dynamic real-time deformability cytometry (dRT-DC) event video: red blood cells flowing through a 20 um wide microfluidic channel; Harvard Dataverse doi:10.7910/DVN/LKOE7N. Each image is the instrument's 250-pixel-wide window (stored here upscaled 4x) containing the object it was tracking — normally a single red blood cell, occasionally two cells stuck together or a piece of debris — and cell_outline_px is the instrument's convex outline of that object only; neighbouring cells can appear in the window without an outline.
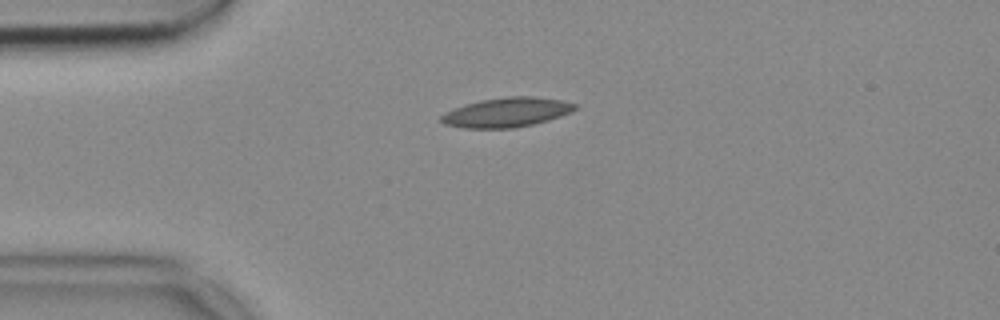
{"species": "common noctule bat (a hibernating species)", "species_latin": "Nyctalus noctula", "temperature_condition": "cold", "stored_images_in_passage": 41, "camera_frame_rate_fps": 3000, "um_per_image_px": 0.085, "animal": {"sex": "female", "body_mass_g": 18.4}, "frame": {"image": 1, "passage_image": 1, "time_ms": 0.0, "image_size_px": [1000, 320], "cell_outline_px": [[580, 108], [560, 116], [548, 120], [532, 124], [512, 128], [464, 128], [444, 124], [440, 120], [440, 116], [444, 112], [464, 104], [480, 100], [508, 96], [532, 96], [560, 100], [576, 104]], "centroid_in_image_um": [43.04, 9.54], "position_along_channel_um": 42.0, "area_um2": 23.0}}
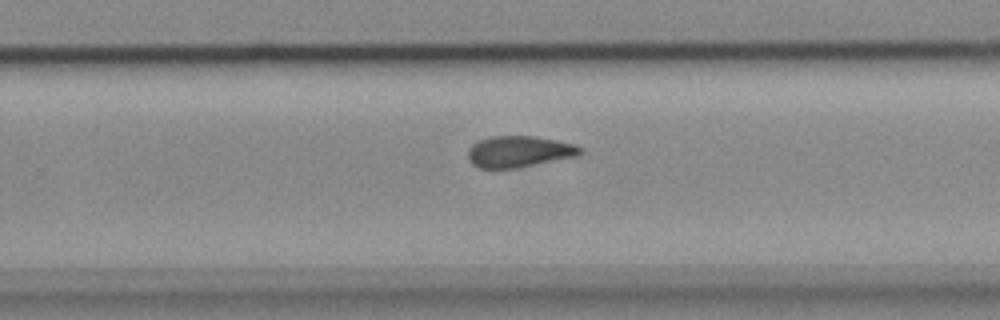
{"frame": {"image": 2, "passage_image": 22, "time_ms": 7.0, "image_size_px": [1000, 320], "cell_outline_px": [[584, 152], [580, 156], [516, 168], [480, 168], [472, 164], [468, 160], [468, 148], [472, 144], [480, 140], [492, 136], [536, 136], [576, 144], [584, 148]], "centroid_in_image_um": [44.18, 12.88], "position_along_channel_um": 285.6, "area_um2": 20.81}}
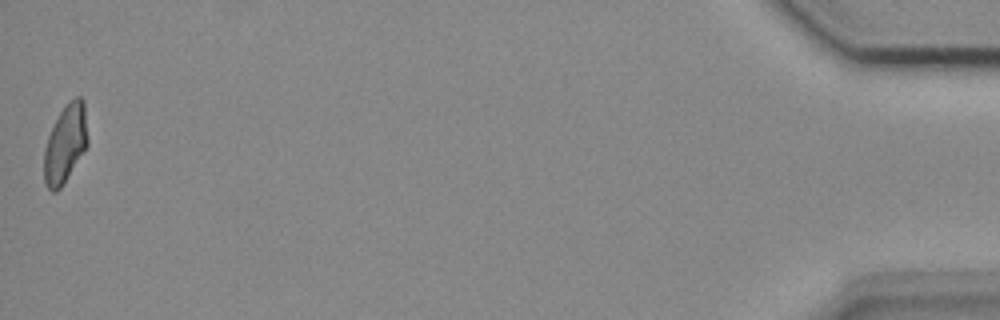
{"frame": {"image": 3, "passage_image": 41, "time_ms": 13.333, "image_size_px": [1000, 320], "cell_outline_px": [[88, 144], [60, 188], [56, 192], [52, 192], [48, 188], [44, 180], [44, 148], [48, 136], [64, 104], [68, 100], [76, 96], [80, 96], [84, 100], [88, 140]], "centroid_in_image_um": [5.55, 12.17], "position_along_channel_um": 429.6, "area_um2": 19.77}}